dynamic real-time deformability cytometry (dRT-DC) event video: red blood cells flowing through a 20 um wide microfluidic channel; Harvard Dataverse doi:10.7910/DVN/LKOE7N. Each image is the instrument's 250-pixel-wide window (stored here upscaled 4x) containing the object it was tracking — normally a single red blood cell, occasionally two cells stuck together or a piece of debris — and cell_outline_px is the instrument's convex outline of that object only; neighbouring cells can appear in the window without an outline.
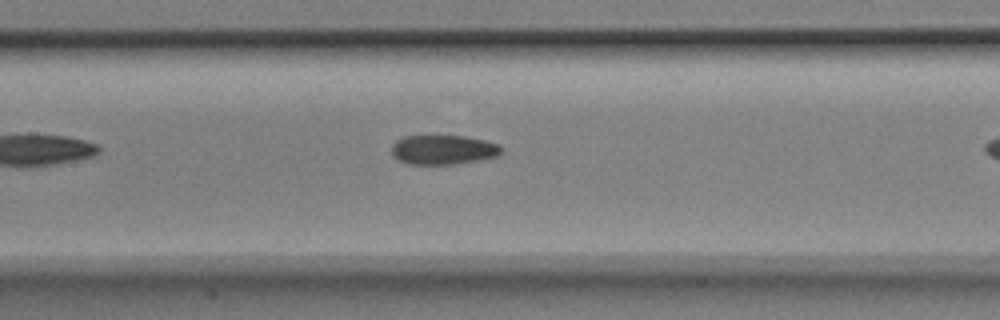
{"species": "Egyptian fruit bat (a non-hibernating species)", "species_latin": "Rousettus aegyptiacus", "temperature_condition": "room temperature", "stored_images_in_passage": 9, "camera_frame_rate_fps": 3000, "um_per_image_px": 0.085, "animal": {"sex": "male"}, "frame": {"image": 1, "passage_image": 8, "time_ms": 2.333, "image_size_px": [1000, 320], "cell_outline_px": [[500, 152], [496, 156], [480, 160], [452, 164], [408, 164], [396, 160], [392, 156], [392, 144], [396, 140], [404, 136], [464, 136], [484, 140], [500, 144]], "centroid_in_image_um": [37.62, 12.73], "position_along_channel_um": 169.8, "area_um2": 18.84}}